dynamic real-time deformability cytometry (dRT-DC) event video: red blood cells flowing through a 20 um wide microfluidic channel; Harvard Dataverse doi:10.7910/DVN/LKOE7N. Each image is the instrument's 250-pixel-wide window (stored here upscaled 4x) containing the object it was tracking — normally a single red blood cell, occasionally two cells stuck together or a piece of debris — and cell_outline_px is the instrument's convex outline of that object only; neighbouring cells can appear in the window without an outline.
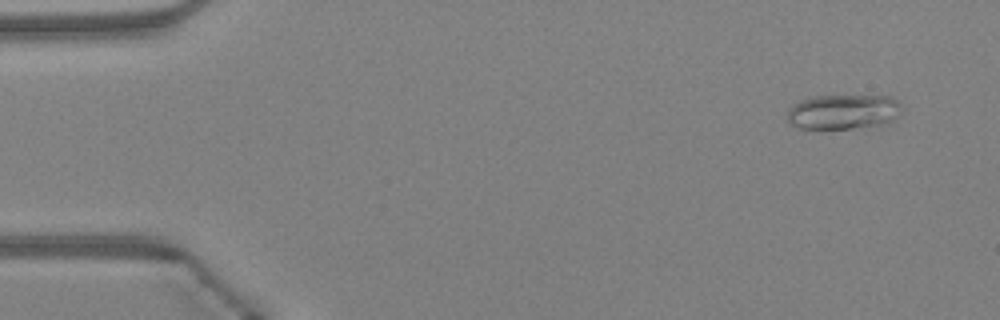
{"species": "Egyptian fruit bat (a non-hibernating species)", "species_latin": "Rousettus aegyptiacus", "temperature_condition": "warm", "stored_images_in_passage": 48, "camera_frame_rate_fps": 3000, "um_per_image_px": 0.085, "animal": {"sex": "female"}, "frame": {"image": 1, "passage_image": 4, "time_ms": 1.0, "image_size_px": [1000, 320], "cell_outline_px": [[904, 108], [892, 120], [880, 124], [852, 128], [796, 128], [788, 120], [788, 108], [792, 104], [800, 100], [812, 96], [892, 96]], "centroid_in_image_um": [71.65, 9.48], "position_along_channel_um": 13.3, "area_um2": 23.12}}
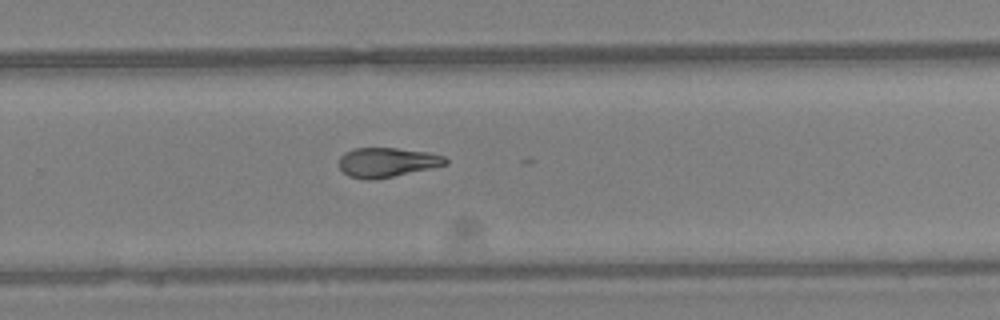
{"frame": {"image": 2, "passage_image": 32, "time_ms": 10.333, "image_size_px": [1000, 320], "cell_outline_px": [[448, 164], [392, 176], [372, 180], [364, 180], [348, 176], [340, 168], [340, 156], [344, 152], [356, 148], [396, 148], [428, 152], [444, 156], [448, 160]], "centroid_in_image_um": [32.88, 13.79], "position_along_channel_um": 296.9, "area_um2": 18.15}}
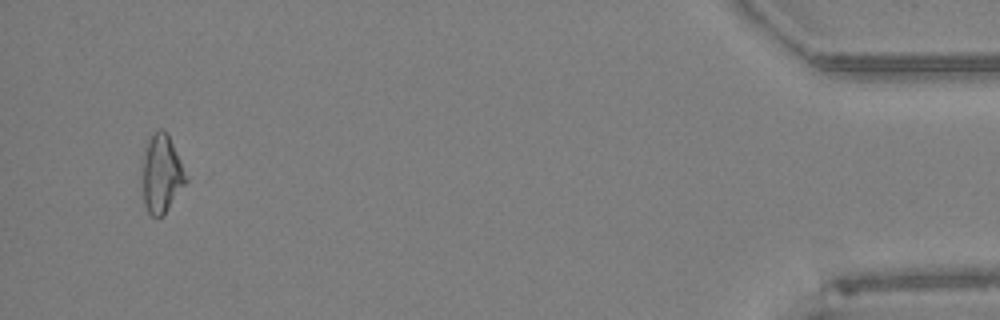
{"frame": {"image": 3, "passage_image": 46, "time_ms": 15.0, "image_size_px": [1000, 320], "cell_outline_px": [[192, 180], [164, 216], [156, 220], [148, 212], [144, 204], [140, 168], [148, 140], [152, 132], [160, 128], [164, 128]], "centroid_in_image_um": [13.78, 14.84], "position_along_channel_um": 421.4, "area_um2": 21.33}, "authors_computed_cell_mechanics": {"area_um2": 19.6809, "velocity_mm_per_s": 4.3482, "shape_relaxation_time_tau1_ms": null, "shape_relaxation_time_tau2_ms": 5.9178, "deformation_change_tau1": null, "deformation_change_tau2": 0.148}}